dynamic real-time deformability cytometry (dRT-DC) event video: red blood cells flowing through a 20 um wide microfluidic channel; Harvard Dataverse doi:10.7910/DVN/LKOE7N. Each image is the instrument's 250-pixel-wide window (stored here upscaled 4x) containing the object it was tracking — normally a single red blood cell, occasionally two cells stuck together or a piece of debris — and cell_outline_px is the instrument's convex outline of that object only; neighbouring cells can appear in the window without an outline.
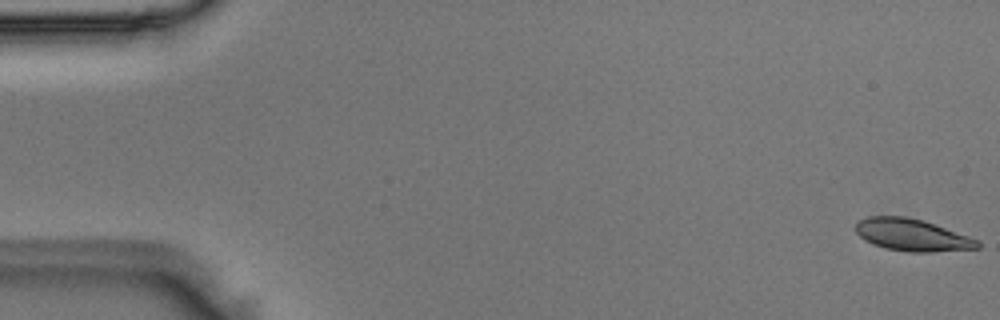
{"species": "Egyptian fruit bat (a non-hibernating species)", "species_latin": "Rousettus aegyptiacus", "temperature_condition": "room temperature", "stored_images_in_passage": 50, "camera_frame_rate_fps": 3000, "um_per_image_px": 0.085, "animal": {"sex": "male"}, "frame": {"image": 1, "passage_image": 1, "time_ms": 0.0, "image_size_px": [1000, 320], "cell_outline_px": [[980, 248], [932, 252], [908, 252], [888, 248], [872, 244], [864, 240], [856, 232], [856, 220], [868, 216], [908, 216], [924, 220], [980, 240]], "centroid_in_image_um": [77.53, 19.96], "position_along_channel_um": 7.5, "area_um2": 23.0}}
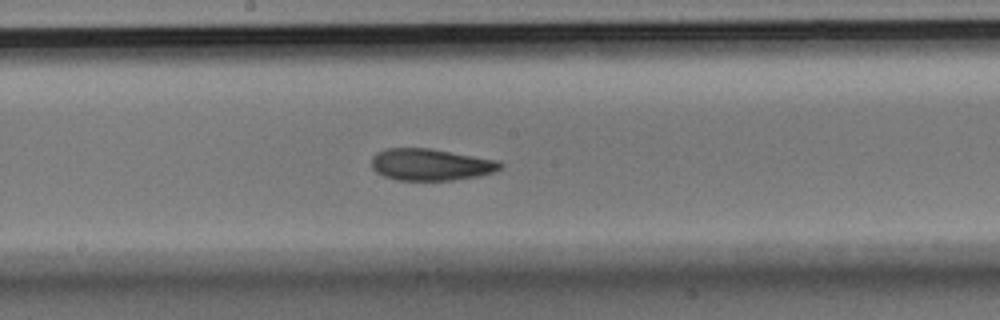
{"frame": {"image": 2, "passage_image": 27, "time_ms": 8.667, "image_size_px": [1000, 320], "cell_outline_px": [[504, 164], [500, 168], [492, 172], [480, 176], [452, 180], [396, 180], [384, 176], [376, 172], [372, 168], [372, 156], [376, 152], [384, 148], [428, 148], [500, 160]], "centroid_in_image_um": [36.6, 13.98], "position_along_channel_um": 211.6, "area_um2": 23.99}}
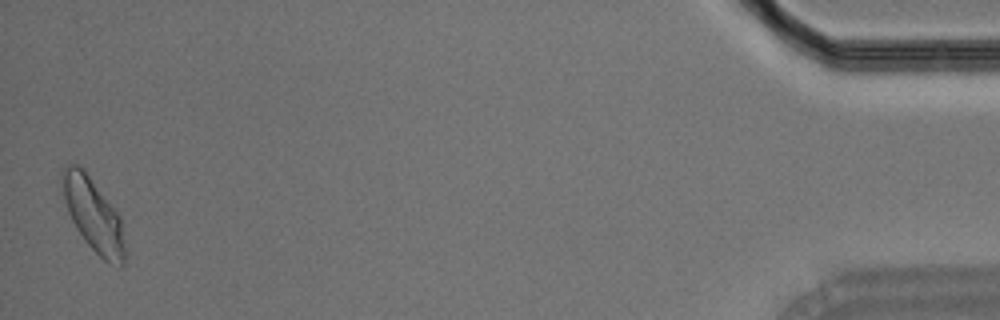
{"frame": {"image": 3, "passage_image": 50, "time_ms": 16.333, "image_size_px": [1000, 320], "cell_outline_px": [[128, 252], [124, 264], [120, 268], [116, 268], [108, 264], [84, 240], [76, 228], [68, 212], [64, 200], [60, 176], [60, 172], [64, 164], [76, 164], [84, 168], [120, 216]], "centroid_in_image_um": [7.96, 18.29], "position_along_channel_um": 427.2, "area_um2": 27.46}}